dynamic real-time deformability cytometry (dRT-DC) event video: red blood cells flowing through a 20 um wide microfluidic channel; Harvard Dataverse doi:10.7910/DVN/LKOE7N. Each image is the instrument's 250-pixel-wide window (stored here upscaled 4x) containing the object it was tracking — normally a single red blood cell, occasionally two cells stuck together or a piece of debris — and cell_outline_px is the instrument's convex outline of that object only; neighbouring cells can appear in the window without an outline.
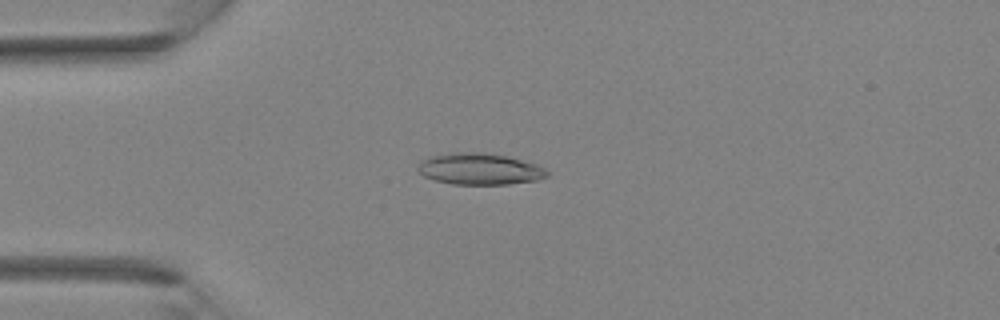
{"species": "Egyptian fruit bat (a non-hibernating species)", "species_latin": "Rousettus aegyptiacus", "temperature_condition": "room temperature", "stored_images_in_passage": 37, "camera_frame_rate_fps": 3000, "um_per_image_px": 0.085, "animal": {"sex": "female"}, "frame": {"image": 1, "passage_image": 10, "time_ms": 3.0, "image_size_px": [1000, 320], "cell_outline_px": [[548, 176], [536, 180], [508, 184], [452, 184], [436, 180], [424, 176], [416, 168], [420, 160], [432, 156], [452, 152], [484, 152], [508, 156], [536, 164], [544, 168], [548, 172]], "centroid_in_image_um": [40.75, 14.35], "position_along_channel_um": 44.2, "area_um2": 23.7}}
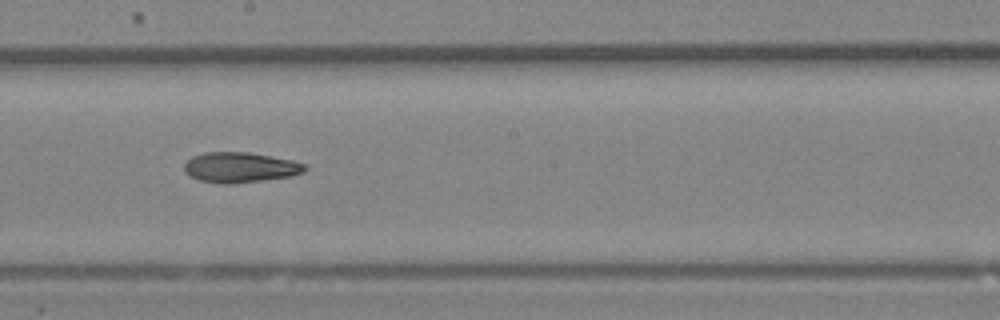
{"frame": {"image": 2, "passage_image": 21, "time_ms": 6.667, "image_size_px": [1000, 320], "cell_outline_px": [[308, 168], [300, 172], [288, 176], [232, 184], [220, 184], [200, 180], [188, 176], [184, 172], [184, 164], [192, 156], [204, 152], [248, 152], [292, 160], [304, 164]], "centroid_in_image_um": [20.33, 14.22], "position_along_channel_um": 227.9, "area_um2": 21.1}}
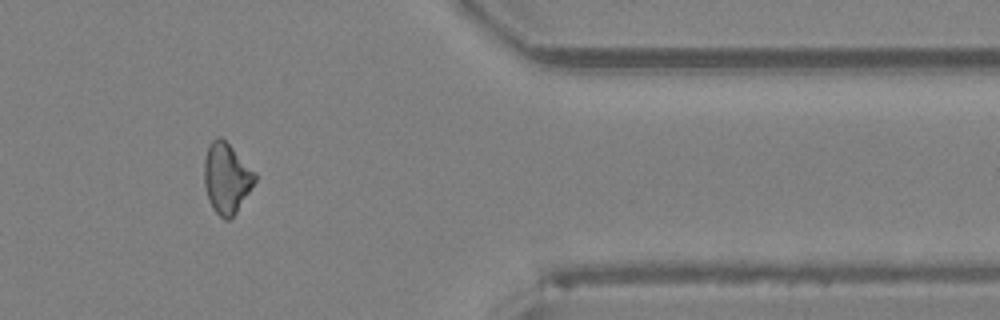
{"frame": {"image": 3, "passage_image": 31, "time_ms": 10.0, "image_size_px": [1000, 320], "cell_outline_px": [[256, 180], [236, 212], [228, 220], [224, 220], [212, 208], [208, 200], [204, 184], [204, 160], [208, 148], [212, 140], [216, 136], [220, 136], [256, 172]], "centroid_in_image_um": [19.24, 15.15], "position_along_channel_um": 392.2, "area_um2": 20.58}}